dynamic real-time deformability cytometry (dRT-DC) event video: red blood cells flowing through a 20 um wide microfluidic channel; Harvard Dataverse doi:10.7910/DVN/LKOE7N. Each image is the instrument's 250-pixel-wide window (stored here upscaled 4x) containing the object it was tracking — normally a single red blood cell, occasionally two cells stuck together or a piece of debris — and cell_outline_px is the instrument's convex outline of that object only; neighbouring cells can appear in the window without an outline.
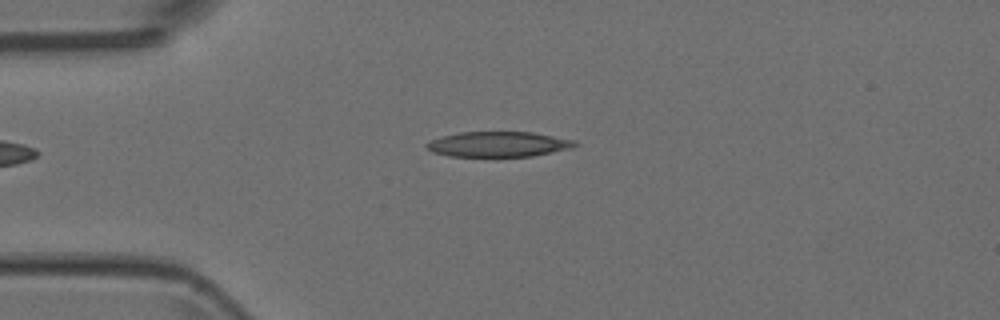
{"species": "Egyptian fruit bat (a non-hibernating species)", "species_latin": "Rousettus aegyptiacus", "temperature_condition": "room temperature", "stored_images_in_passage": 3, "camera_frame_rate_fps": 3000, "um_per_image_px": 0.085, "animal": {"sex": "female"}, "frame": {"image": 1, "passage_image": 3, "time_ms": 0.667, "image_size_px": [1000, 320], "cell_outline_px": [[580, 144], [572, 148], [532, 156], [448, 156], [432, 152], [424, 144], [432, 140], [444, 136], [460, 132], [532, 132], [576, 140]], "centroid_in_image_um": [42.41, 12.26], "position_along_channel_um": 42.6, "area_um2": 21.73}}